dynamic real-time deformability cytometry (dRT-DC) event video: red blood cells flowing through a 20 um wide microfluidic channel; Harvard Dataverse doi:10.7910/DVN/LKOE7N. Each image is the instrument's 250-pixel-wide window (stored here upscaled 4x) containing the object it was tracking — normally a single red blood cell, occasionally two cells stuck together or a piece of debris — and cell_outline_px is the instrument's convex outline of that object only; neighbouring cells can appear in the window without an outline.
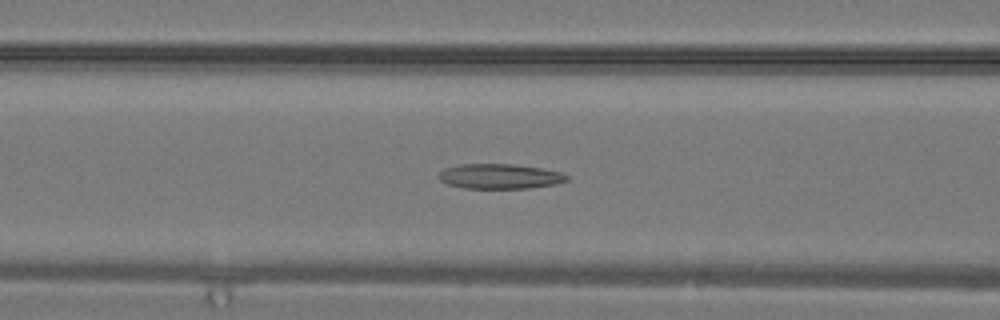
{"species": "common noctule bat (a hibernating species)", "species_latin": "Nyctalus noctula", "temperature_condition": "warm", "stored_images_in_passage": 31, "camera_frame_rate_fps": 3000, "um_per_image_px": 0.085, "animal": {"sex": "male", "body_mass_g": 19.2, "forearm_length_mm": 51.8}, "frame": {"image": 1, "passage_image": 13, "time_ms": 4.0, "image_size_px": [1000, 320], "cell_outline_px": [[568, 180], [556, 184], [532, 188], [464, 188], [448, 184], [440, 180], [436, 176], [444, 168], [460, 164], [512, 164], [540, 168], [560, 172], [568, 176]], "centroid_in_image_um": [42.46, 14.99], "position_along_channel_um": 124.1, "area_um2": 18.61}}
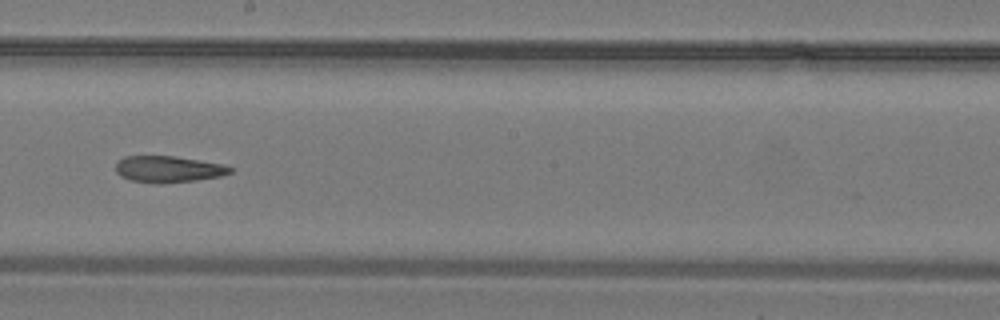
{"frame": {"image": 2, "passage_image": 18, "time_ms": 5.667, "image_size_px": [1000, 320], "cell_outline_px": [[232, 172], [220, 176], [196, 180], [160, 184], [132, 180], [120, 176], [116, 172], [116, 164], [124, 156], [172, 156], [224, 164], [232, 168]], "centroid_in_image_um": [14.3, 14.38], "position_along_channel_um": 233.9, "area_um2": 17.51}}
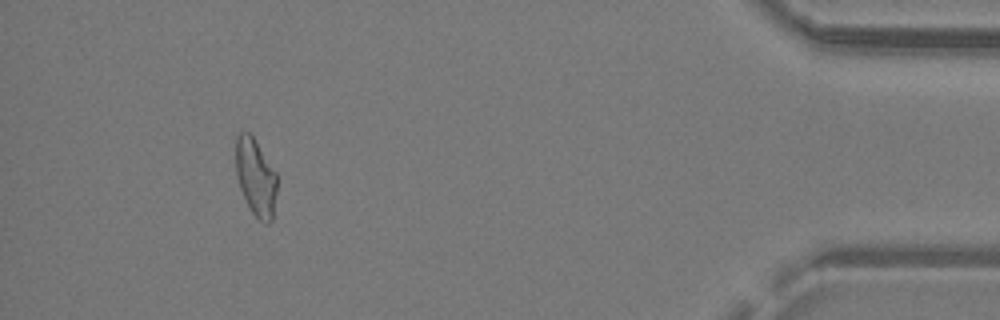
{"frame": {"image": 3, "passage_image": 29, "time_ms": 9.333, "image_size_px": [1000, 320], "cell_outline_px": [[276, 192], [272, 220], [268, 224], [264, 224], [252, 212], [240, 188], [236, 176], [236, 136], [240, 132], [248, 132], [252, 136], [276, 172]], "centroid_in_image_um": [21.73, 15.07], "position_along_channel_um": 413.5, "area_um2": 18.26}}